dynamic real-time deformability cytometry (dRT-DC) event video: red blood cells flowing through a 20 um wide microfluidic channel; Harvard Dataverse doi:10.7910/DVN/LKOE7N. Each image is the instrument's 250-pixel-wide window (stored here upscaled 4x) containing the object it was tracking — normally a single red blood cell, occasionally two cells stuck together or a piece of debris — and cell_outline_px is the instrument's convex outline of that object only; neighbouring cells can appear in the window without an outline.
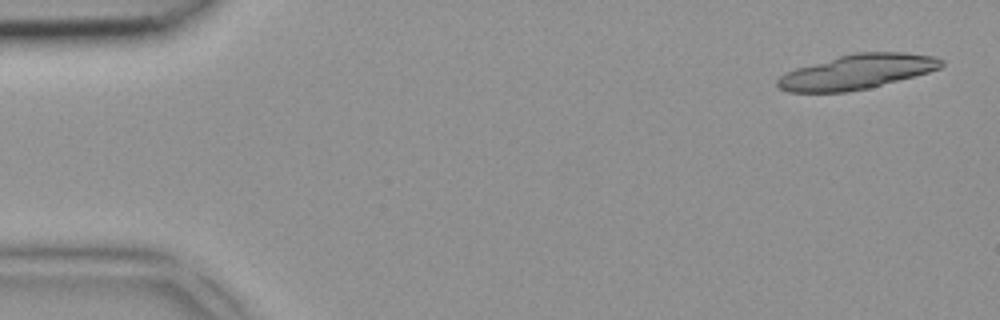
{"species": "common noctule bat (a hibernating species)", "species_latin": "Nyctalus noctula", "temperature_condition": "room temperature", "stored_images_in_passage": 4, "camera_frame_rate_fps": 3000, "um_per_image_px": 0.085, "animal": {"sex": "female", "body_mass_g": 18.4}, "frame": {"image": 1, "passage_image": 1, "time_ms": 0.0, "image_size_px": [1000, 320], "cell_outline_px": [[944, 64], [940, 68], [928, 72], [868, 88], [848, 92], [788, 92], [780, 88], [776, 84], [776, 80], [784, 72], [796, 68], [840, 56], [856, 52], [904, 52], [936, 56], [944, 60]], "centroid_in_image_um": [72.84, 6.1], "position_along_channel_um": 12.2, "area_um2": 32.95}}